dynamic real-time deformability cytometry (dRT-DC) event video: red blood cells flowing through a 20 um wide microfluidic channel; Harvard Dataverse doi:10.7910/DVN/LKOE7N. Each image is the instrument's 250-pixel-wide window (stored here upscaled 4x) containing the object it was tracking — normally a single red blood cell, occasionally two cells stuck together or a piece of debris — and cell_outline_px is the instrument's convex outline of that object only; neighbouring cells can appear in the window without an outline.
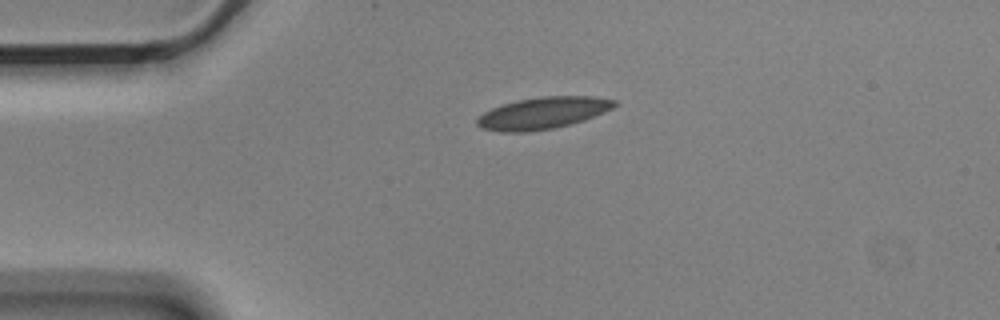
{"species": "Egyptian fruit bat (a non-hibernating species)", "species_latin": "Rousettus aegyptiacus", "temperature_condition": "cold", "stored_images_in_passage": 2, "camera_frame_rate_fps": 3000, "um_per_image_px": 0.085, "animal": {"sex": "male"}, "frame": {"image": 1, "passage_image": 1, "time_ms": 0.0, "image_size_px": [1000, 320], "cell_outline_px": [[620, 104], [604, 112], [584, 120], [556, 128], [528, 132], [500, 132], [484, 128], [476, 124], [476, 120], [484, 112], [492, 108], [516, 100], [540, 96], [596, 96], [616, 100]], "centroid_in_image_um": [46.19, 9.6], "position_along_channel_um": 38.8, "area_um2": 25.61}}